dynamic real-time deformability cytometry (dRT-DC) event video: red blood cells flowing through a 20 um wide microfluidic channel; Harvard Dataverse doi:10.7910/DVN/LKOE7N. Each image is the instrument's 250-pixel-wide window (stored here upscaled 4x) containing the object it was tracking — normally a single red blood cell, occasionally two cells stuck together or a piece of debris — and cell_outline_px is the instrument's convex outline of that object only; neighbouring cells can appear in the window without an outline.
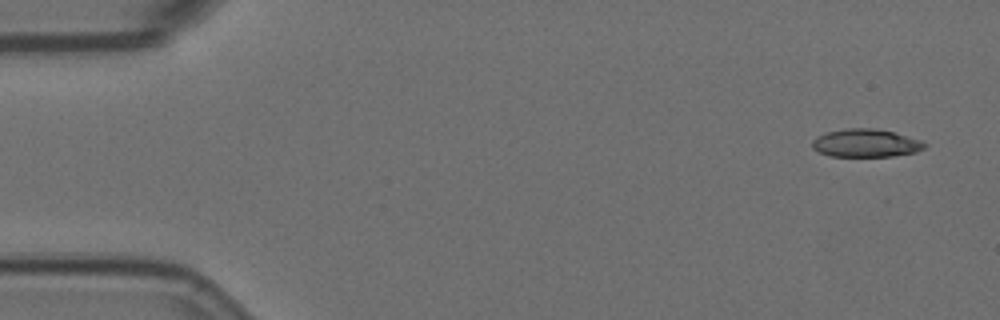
{"species": "Egyptian fruit bat (a non-hibernating species)", "species_latin": "Rousettus aegyptiacus", "temperature_condition": "room temperature", "stored_images_in_passage": 4, "camera_frame_rate_fps": 3000, "um_per_image_px": 0.085, "animal": {"sex": "female"}, "frame": {"image": 1, "passage_image": 1, "time_ms": 0.0, "image_size_px": [1000, 320], "cell_outline_px": [[928, 144], [924, 148], [916, 152], [892, 156], [828, 156], [812, 148], [812, 140], [816, 136], [828, 132], [848, 128], [872, 128], [892, 132], [920, 140]], "centroid_in_image_um": [73.57, 12.17], "position_along_channel_um": 11.4, "area_um2": 18.21}}
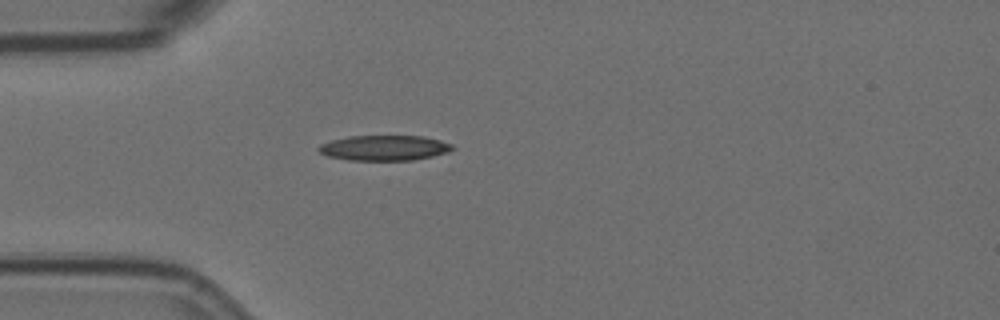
{"frame": {"image": 2, "passage_image": 4, "time_ms": 1.0, "image_size_px": [1000, 320], "cell_outline_px": [[456, 148], [448, 152], [432, 156], [412, 160], [348, 160], [328, 156], [320, 152], [316, 148], [320, 144], [332, 140], [348, 136], [424, 136], [440, 140], [452, 144]], "centroid_in_image_um": [32.67, 12.57], "position_along_channel_um": 52.3, "area_um2": 19.71}}